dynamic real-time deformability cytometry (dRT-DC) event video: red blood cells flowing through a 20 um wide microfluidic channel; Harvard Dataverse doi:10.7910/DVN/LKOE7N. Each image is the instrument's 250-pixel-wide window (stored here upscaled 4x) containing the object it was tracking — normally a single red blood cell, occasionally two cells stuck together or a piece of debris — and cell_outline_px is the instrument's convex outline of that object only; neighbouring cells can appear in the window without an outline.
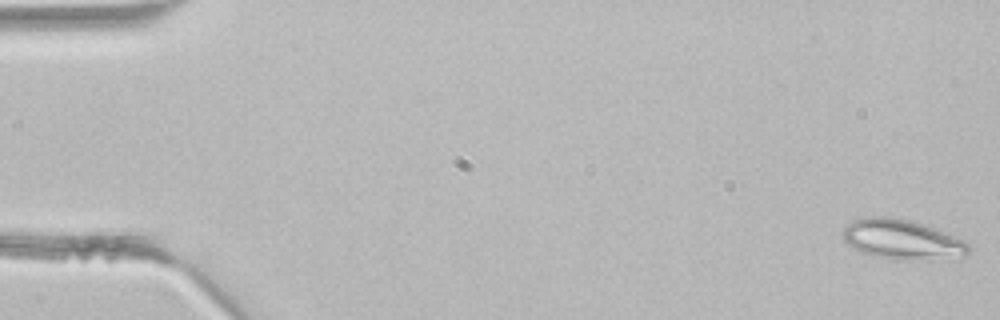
{"species": "common noctule bat (a hibernating species)", "species_latin": "Nyctalus noctula", "temperature_condition": "room temperature", "stored_images_in_passage": 4, "camera_frame_rate_fps": 3000, "um_per_image_px": 0.085, "animal": {"sex": "male", "body_mass_g": 21.5, "forearm_length_mm": 52.0}, "frame": {"image": 1, "passage_image": 1, "time_ms": 0.0, "image_size_px": [1000, 320], "cell_outline_px": [[968, 252], [964, 256], [880, 256], [864, 252], [852, 248], [844, 240], [840, 232], [852, 220], [868, 216], [888, 216], [908, 220], [924, 224], [964, 240], [968, 244]], "centroid_in_image_um": [76.56, 20.25], "position_along_channel_um": 8.4, "area_um2": 27.46}}